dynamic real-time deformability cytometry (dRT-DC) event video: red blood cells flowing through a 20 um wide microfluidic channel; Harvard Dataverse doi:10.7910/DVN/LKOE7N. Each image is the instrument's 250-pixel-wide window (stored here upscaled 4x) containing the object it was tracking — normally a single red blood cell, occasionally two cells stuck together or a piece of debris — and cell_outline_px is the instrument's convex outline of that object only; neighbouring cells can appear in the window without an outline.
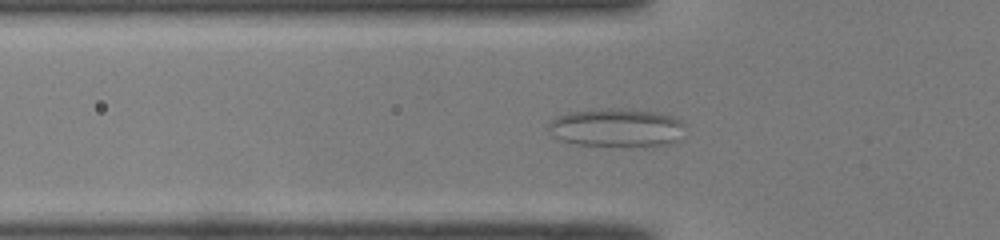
{"species": "common noctule bat (a hibernating species)", "species_latin": "Nyctalus noctula", "temperature_condition": "room temperature", "stored_images_in_passage": 49, "camera_frame_rate_fps": 3000, "um_per_image_px": 0.085, "animal": {"sex": "male", "body_mass_g": 19.0, "forearm_length_mm": 50.8}, "frame": {"image": 1, "passage_image": 15, "time_ms": 4.667, "image_size_px": [1000, 240], "cell_outline_px": [[684, 124], [680, 140], [672, 144], [644, 148], [576, 144], [560, 140], [552, 136], [548, 132], [548, 124], [556, 116], [568, 112], [592, 108], [620, 108], [656, 112], [676, 116]], "centroid_in_image_um": [52.43, 10.87], "position_along_channel_um": 73.4, "area_um2": 31.79}}
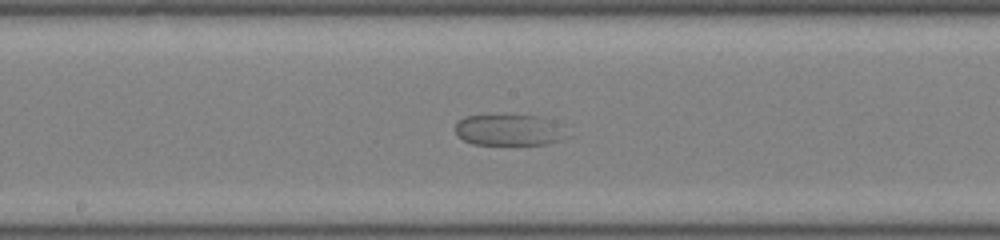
{"frame": {"image": 2, "passage_image": 25, "time_ms": 8.0, "image_size_px": [1000, 240], "cell_outline_px": [[572, 136], [548, 144], [472, 144], [456, 136], [456, 120], [464, 116], [536, 116], [564, 124]], "centroid_in_image_um": [43.36, 11.06], "position_along_channel_um": 204.8, "area_um2": 20.58}}
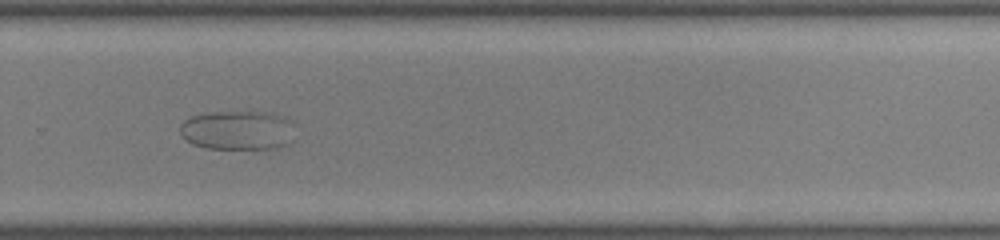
{"frame": {"image": 3, "passage_image": 33, "time_ms": 10.667, "image_size_px": [1000, 240], "cell_outline_px": [[296, 140], [288, 144], [276, 148], [208, 148], [192, 144], [180, 132], [180, 124], [184, 120], [192, 116], [212, 112], [272, 112], [284, 116], [292, 120]], "centroid_in_image_um": [20.29, 11.06], "position_along_channel_um": 309.5, "area_um2": 26.59}}